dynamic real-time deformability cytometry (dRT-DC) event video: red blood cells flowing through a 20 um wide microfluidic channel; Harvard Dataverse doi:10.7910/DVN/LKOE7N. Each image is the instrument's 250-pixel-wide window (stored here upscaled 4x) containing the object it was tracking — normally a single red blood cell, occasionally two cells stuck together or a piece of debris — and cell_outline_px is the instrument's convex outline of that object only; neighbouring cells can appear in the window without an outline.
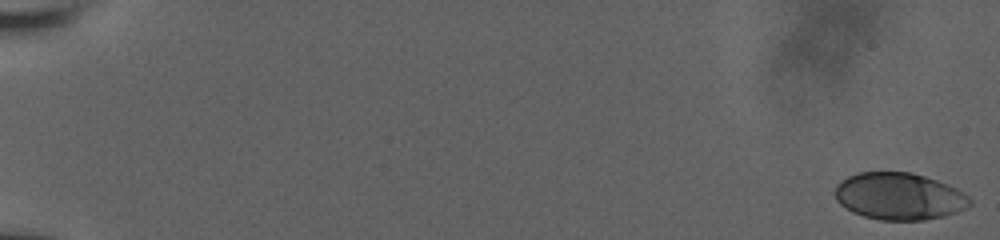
{"species": "human", "species_latin": "Homo sapiens", "temperature_condition": "room temperature", "stored_images_in_passage": 56, "camera_frame_rate_fps": 3000, "um_per_image_px": 0.085, "donor": {"sex": "male"}, "frame": {"image": 1, "passage_image": 1, "time_ms": 0.0, "image_size_px": [1000, 240], "cell_outline_px": [[972, 204], [968, 208], [944, 216], [924, 220], [880, 220], [864, 216], [852, 212], [844, 208], [836, 200], [836, 184], [840, 180], [848, 176], [860, 172], [912, 172], [948, 184], [956, 188], [968, 196], [972, 200]], "centroid_in_image_um": [76.43, 16.69], "position_along_channel_um": 8.6, "area_um2": 37.17}}
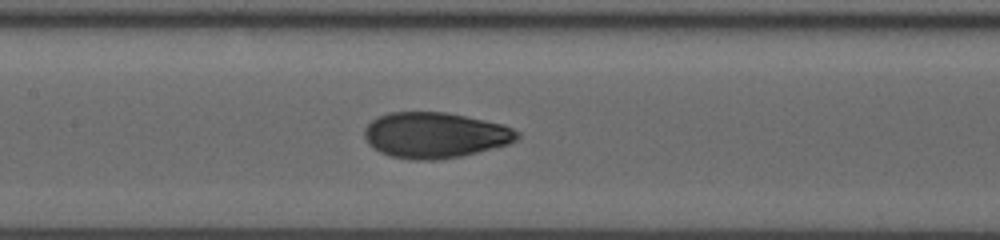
{"frame": {"image": 2, "passage_image": 30, "time_ms": 9.667, "image_size_px": [1000, 240], "cell_outline_px": [[520, 136], [516, 140], [508, 144], [460, 156], [436, 160], [412, 160], [388, 156], [372, 148], [368, 144], [364, 136], [364, 128], [376, 116], [388, 112], [444, 112], [504, 124], [520, 132]], "centroid_in_image_um": [36.94, 11.49], "position_along_channel_um": 170.5, "area_um2": 40.86}}
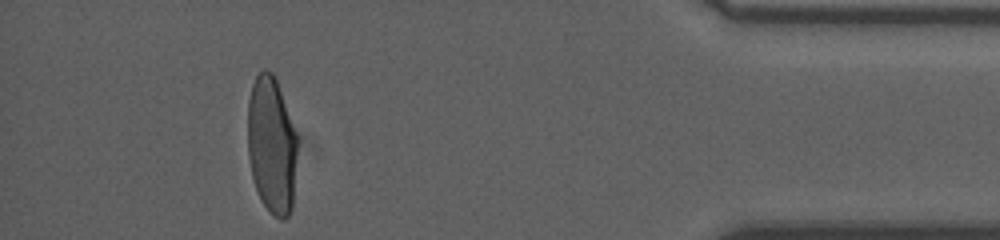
{"frame": {"image": 3, "passage_image": 52, "time_ms": 17.0, "image_size_px": [1000, 240], "cell_outline_px": [[296, 152], [292, 208], [288, 216], [284, 220], [280, 220], [260, 200], [252, 176], [248, 156], [248, 100], [252, 84], [256, 76], [264, 68], [268, 68], [272, 72], [276, 80], [296, 136]], "centroid_in_image_um": [23.06, 12.33], "position_along_channel_um": 412.1, "area_um2": 39.07}, "authors_computed_cell_mechanics": {"area_um2": 39.6797, "velocity_mm_per_s": 3.9326, "shape_relaxation_time_tau1_ms": 5.6295, "shape_relaxation_time_tau2_ms": 0.8111, "deformation_change_tau1": 0.2007, "deformation_change_tau2": 0.05}}